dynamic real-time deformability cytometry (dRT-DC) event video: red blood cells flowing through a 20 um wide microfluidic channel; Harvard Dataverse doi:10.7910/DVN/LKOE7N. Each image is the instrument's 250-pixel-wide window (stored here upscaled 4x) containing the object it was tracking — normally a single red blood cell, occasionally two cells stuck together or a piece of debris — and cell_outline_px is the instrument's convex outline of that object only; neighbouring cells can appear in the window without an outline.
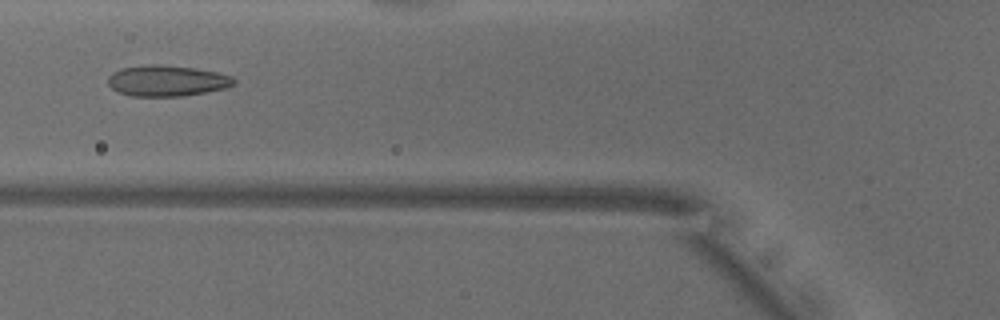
{"species": "common noctule bat (a hibernating species)", "species_latin": "Nyctalus noctula", "temperature_condition": "warm", "stored_images_in_passage": 41, "camera_frame_rate_fps": 3000, "um_per_image_px": 0.085, "animal": {"sex": "male", "body_mass_g": 18.8}, "frame": {"image": 1, "passage_image": 18, "time_ms": 5.667, "image_size_px": [1000, 320], "cell_outline_px": [[236, 84], [224, 88], [204, 92], [180, 96], [132, 96], [116, 92], [108, 84], [108, 76], [112, 72], [124, 68], [152, 64], [160, 64], [196, 68], [216, 72], [232, 76], [236, 80]], "centroid_in_image_um": [14.18, 6.86], "position_along_channel_um": 111.6, "area_um2": 22.66}}
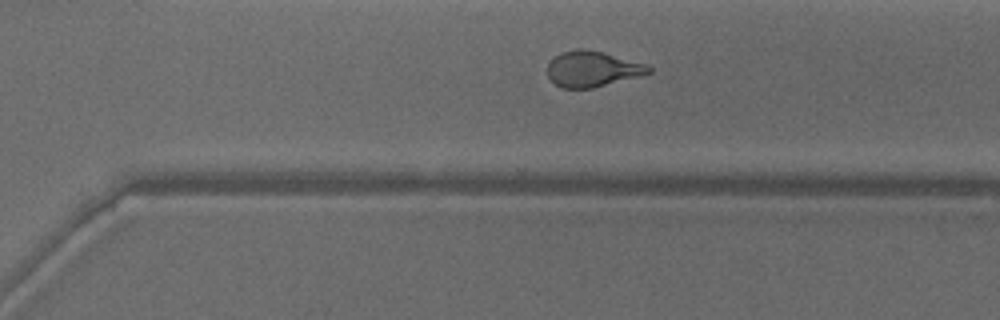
{"frame": {"image": 2, "passage_image": 34, "time_ms": 11.0, "image_size_px": [1000, 320], "cell_outline_px": [[652, 72], [640, 76], [592, 88], [564, 88], [556, 84], [548, 76], [548, 60], [564, 52], [576, 48], [580, 48], [604, 52], [644, 64], [652, 68]], "centroid_in_image_um": [50.34, 5.86], "position_along_channel_um": 320.3, "area_um2": 20.81}}
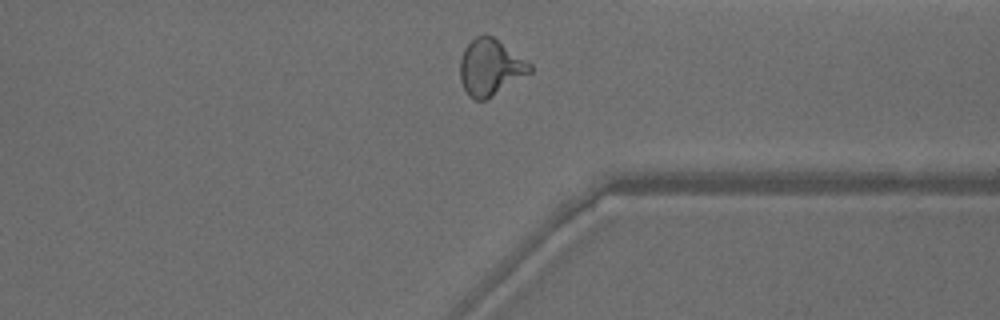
{"frame": {"image": 3, "passage_image": 38, "time_ms": 12.333, "image_size_px": [1000, 320], "cell_outline_px": [[532, 72], [492, 96], [484, 100], [476, 100], [468, 96], [460, 80], [460, 60], [464, 48], [476, 36], [484, 32], [492, 36], [532, 64]], "centroid_in_image_um": [41.67, 5.71], "position_along_channel_um": 369.7, "area_um2": 22.89}, "authors_computed_cell_mechanics": {"area_um2": 22.3108, "velocity_mm_per_s": 3.9183, "shape_relaxation_time_tau1_ms": 6.3193, "shape_relaxation_time_tau2_ms": 1.0983, "deformation_change_tau1": 0.1987, "deformation_change_tau2": 0.0869}}